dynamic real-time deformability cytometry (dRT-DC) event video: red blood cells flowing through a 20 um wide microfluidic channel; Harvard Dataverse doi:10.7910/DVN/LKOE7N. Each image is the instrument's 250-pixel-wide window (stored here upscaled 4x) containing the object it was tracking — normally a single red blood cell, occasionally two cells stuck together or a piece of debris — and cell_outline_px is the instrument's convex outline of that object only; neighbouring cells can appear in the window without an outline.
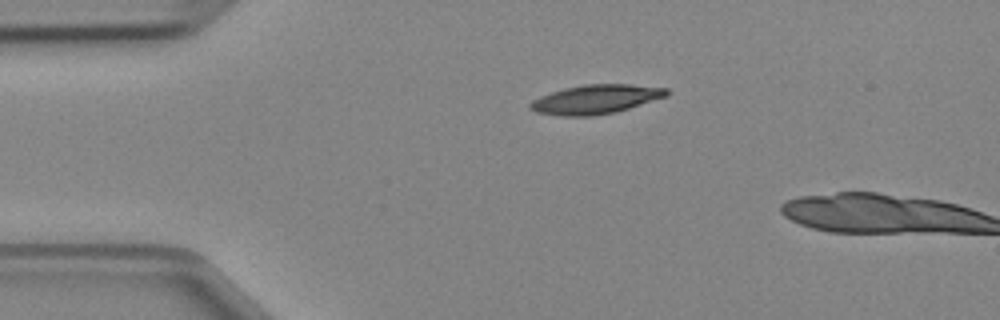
{"species": "Egyptian fruit bat (a non-hibernating species)", "species_latin": "Rousettus aegyptiacus", "temperature_condition": "cold", "stored_images_in_passage": 3, "camera_frame_rate_fps": 3000, "um_per_image_px": 0.085, "animal": {"sex": "female"}, "frame": {"image": 1, "passage_image": 1, "time_ms": 0.0, "image_size_px": [1000, 320], "cell_outline_px": [[668, 96], [616, 112], [592, 116], [564, 116], [536, 112], [528, 108], [528, 104], [532, 100], [540, 96], [564, 88], [584, 84], [628, 84], [668, 88]], "centroid_in_image_um": [50.62, 8.44], "position_along_channel_um": 34.4, "area_um2": 23.18}}